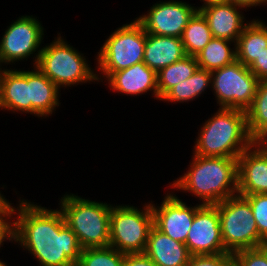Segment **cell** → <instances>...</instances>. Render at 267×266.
<instances>
[{
	"mask_svg": "<svg viewBox=\"0 0 267 266\" xmlns=\"http://www.w3.org/2000/svg\"><path fill=\"white\" fill-rule=\"evenodd\" d=\"M13 216H17L13 241L28 250L41 266H76L82 248L60 209H46L22 199Z\"/></svg>",
	"mask_w": 267,
	"mask_h": 266,
	"instance_id": "6da1fadb",
	"label": "cell"
},
{
	"mask_svg": "<svg viewBox=\"0 0 267 266\" xmlns=\"http://www.w3.org/2000/svg\"><path fill=\"white\" fill-rule=\"evenodd\" d=\"M188 166L186 173L170 183L172 189L192 193L202 200L201 205H216L238 194L237 158L193 154Z\"/></svg>",
	"mask_w": 267,
	"mask_h": 266,
	"instance_id": "7a4b0ae2",
	"label": "cell"
},
{
	"mask_svg": "<svg viewBox=\"0 0 267 266\" xmlns=\"http://www.w3.org/2000/svg\"><path fill=\"white\" fill-rule=\"evenodd\" d=\"M198 135L193 154L202 157L238 159L255 142L248 132L246 111L235 108L219 107Z\"/></svg>",
	"mask_w": 267,
	"mask_h": 266,
	"instance_id": "3957f363",
	"label": "cell"
},
{
	"mask_svg": "<svg viewBox=\"0 0 267 266\" xmlns=\"http://www.w3.org/2000/svg\"><path fill=\"white\" fill-rule=\"evenodd\" d=\"M60 210L65 223L76 234L82 249L107 247L110 241V211L112 204L65 194Z\"/></svg>",
	"mask_w": 267,
	"mask_h": 266,
	"instance_id": "277c9868",
	"label": "cell"
},
{
	"mask_svg": "<svg viewBox=\"0 0 267 266\" xmlns=\"http://www.w3.org/2000/svg\"><path fill=\"white\" fill-rule=\"evenodd\" d=\"M60 35L41 48L36 67L59 89L79 83L98 82L97 72L88 65L84 54L70 46Z\"/></svg>",
	"mask_w": 267,
	"mask_h": 266,
	"instance_id": "5b68a950",
	"label": "cell"
},
{
	"mask_svg": "<svg viewBox=\"0 0 267 266\" xmlns=\"http://www.w3.org/2000/svg\"><path fill=\"white\" fill-rule=\"evenodd\" d=\"M218 209L223 246L228 253L265 245L259 236L249 201L239 194L215 205Z\"/></svg>",
	"mask_w": 267,
	"mask_h": 266,
	"instance_id": "8992f818",
	"label": "cell"
},
{
	"mask_svg": "<svg viewBox=\"0 0 267 266\" xmlns=\"http://www.w3.org/2000/svg\"><path fill=\"white\" fill-rule=\"evenodd\" d=\"M145 42L146 31L136 19L117 28L105 40L96 56V67L102 74V77L97 74V80L103 82V77L106 79L113 72L143 62Z\"/></svg>",
	"mask_w": 267,
	"mask_h": 266,
	"instance_id": "52a82bcc",
	"label": "cell"
},
{
	"mask_svg": "<svg viewBox=\"0 0 267 266\" xmlns=\"http://www.w3.org/2000/svg\"><path fill=\"white\" fill-rule=\"evenodd\" d=\"M153 227L151 203L139 209L130 205H112L109 246L124 254L144 253Z\"/></svg>",
	"mask_w": 267,
	"mask_h": 266,
	"instance_id": "ba28073f",
	"label": "cell"
},
{
	"mask_svg": "<svg viewBox=\"0 0 267 266\" xmlns=\"http://www.w3.org/2000/svg\"><path fill=\"white\" fill-rule=\"evenodd\" d=\"M259 82L238 60L211 72V88L220 108L246 111L253 103Z\"/></svg>",
	"mask_w": 267,
	"mask_h": 266,
	"instance_id": "9c48e42d",
	"label": "cell"
},
{
	"mask_svg": "<svg viewBox=\"0 0 267 266\" xmlns=\"http://www.w3.org/2000/svg\"><path fill=\"white\" fill-rule=\"evenodd\" d=\"M37 17L23 15L10 24L0 41V66L11 64L18 60L28 59L34 54L33 61L36 66L40 52L39 46L44 37V28ZM39 48V50H38Z\"/></svg>",
	"mask_w": 267,
	"mask_h": 266,
	"instance_id": "30bf717a",
	"label": "cell"
},
{
	"mask_svg": "<svg viewBox=\"0 0 267 266\" xmlns=\"http://www.w3.org/2000/svg\"><path fill=\"white\" fill-rule=\"evenodd\" d=\"M149 12L135 18L147 34L181 38L189 20L198 11L183 1H159Z\"/></svg>",
	"mask_w": 267,
	"mask_h": 266,
	"instance_id": "8fae6325",
	"label": "cell"
},
{
	"mask_svg": "<svg viewBox=\"0 0 267 266\" xmlns=\"http://www.w3.org/2000/svg\"><path fill=\"white\" fill-rule=\"evenodd\" d=\"M191 255L228 253L223 246L220 216L215 205H201L185 242Z\"/></svg>",
	"mask_w": 267,
	"mask_h": 266,
	"instance_id": "7c38bea8",
	"label": "cell"
},
{
	"mask_svg": "<svg viewBox=\"0 0 267 266\" xmlns=\"http://www.w3.org/2000/svg\"><path fill=\"white\" fill-rule=\"evenodd\" d=\"M172 193L165 194L160 206L151 203L153 226L173 240L185 244L195 212L201 204L188 206Z\"/></svg>",
	"mask_w": 267,
	"mask_h": 266,
	"instance_id": "4fadbf2b",
	"label": "cell"
},
{
	"mask_svg": "<svg viewBox=\"0 0 267 266\" xmlns=\"http://www.w3.org/2000/svg\"><path fill=\"white\" fill-rule=\"evenodd\" d=\"M238 194L267 193V150L254 142L237 159Z\"/></svg>",
	"mask_w": 267,
	"mask_h": 266,
	"instance_id": "5bb4252c",
	"label": "cell"
},
{
	"mask_svg": "<svg viewBox=\"0 0 267 266\" xmlns=\"http://www.w3.org/2000/svg\"><path fill=\"white\" fill-rule=\"evenodd\" d=\"M239 9L243 7L226 2L211 4L199 11L206 18L213 38L237 42L238 37L248 24Z\"/></svg>",
	"mask_w": 267,
	"mask_h": 266,
	"instance_id": "9a60e30c",
	"label": "cell"
},
{
	"mask_svg": "<svg viewBox=\"0 0 267 266\" xmlns=\"http://www.w3.org/2000/svg\"><path fill=\"white\" fill-rule=\"evenodd\" d=\"M106 80L113 92L139 96V94L147 93V91H153L152 95L159 99L157 72L150 69L144 62L113 72Z\"/></svg>",
	"mask_w": 267,
	"mask_h": 266,
	"instance_id": "2e32d148",
	"label": "cell"
},
{
	"mask_svg": "<svg viewBox=\"0 0 267 266\" xmlns=\"http://www.w3.org/2000/svg\"><path fill=\"white\" fill-rule=\"evenodd\" d=\"M31 114L29 70L1 69L0 110Z\"/></svg>",
	"mask_w": 267,
	"mask_h": 266,
	"instance_id": "e0dca14e",
	"label": "cell"
},
{
	"mask_svg": "<svg viewBox=\"0 0 267 266\" xmlns=\"http://www.w3.org/2000/svg\"><path fill=\"white\" fill-rule=\"evenodd\" d=\"M144 254L157 266H187L191 256L186 244L173 240L154 226L149 232Z\"/></svg>",
	"mask_w": 267,
	"mask_h": 266,
	"instance_id": "ac0fdd59",
	"label": "cell"
},
{
	"mask_svg": "<svg viewBox=\"0 0 267 266\" xmlns=\"http://www.w3.org/2000/svg\"><path fill=\"white\" fill-rule=\"evenodd\" d=\"M186 56L181 38L146 33L143 62L158 72Z\"/></svg>",
	"mask_w": 267,
	"mask_h": 266,
	"instance_id": "d6986e66",
	"label": "cell"
},
{
	"mask_svg": "<svg viewBox=\"0 0 267 266\" xmlns=\"http://www.w3.org/2000/svg\"><path fill=\"white\" fill-rule=\"evenodd\" d=\"M60 90L36 66L29 70V93L31 100V115L49 117L60 105Z\"/></svg>",
	"mask_w": 267,
	"mask_h": 266,
	"instance_id": "ffe728a7",
	"label": "cell"
},
{
	"mask_svg": "<svg viewBox=\"0 0 267 266\" xmlns=\"http://www.w3.org/2000/svg\"><path fill=\"white\" fill-rule=\"evenodd\" d=\"M247 22L236 42V59L249 67L267 48V25L259 19Z\"/></svg>",
	"mask_w": 267,
	"mask_h": 266,
	"instance_id": "44dd1931",
	"label": "cell"
},
{
	"mask_svg": "<svg viewBox=\"0 0 267 266\" xmlns=\"http://www.w3.org/2000/svg\"><path fill=\"white\" fill-rule=\"evenodd\" d=\"M211 71L197 68L192 76L170 88L161 98L167 102H189L198 98L208 87H211Z\"/></svg>",
	"mask_w": 267,
	"mask_h": 266,
	"instance_id": "7402d4cb",
	"label": "cell"
},
{
	"mask_svg": "<svg viewBox=\"0 0 267 266\" xmlns=\"http://www.w3.org/2000/svg\"><path fill=\"white\" fill-rule=\"evenodd\" d=\"M234 43V48L230 45ZM198 67L207 71L220 69L236 59V43L225 39L212 38L196 56Z\"/></svg>",
	"mask_w": 267,
	"mask_h": 266,
	"instance_id": "603a6c76",
	"label": "cell"
},
{
	"mask_svg": "<svg viewBox=\"0 0 267 266\" xmlns=\"http://www.w3.org/2000/svg\"><path fill=\"white\" fill-rule=\"evenodd\" d=\"M247 127L255 142L267 138V79L259 82L252 105L246 110Z\"/></svg>",
	"mask_w": 267,
	"mask_h": 266,
	"instance_id": "cb8c5ba5",
	"label": "cell"
},
{
	"mask_svg": "<svg viewBox=\"0 0 267 266\" xmlns=\"http://www.w3.org/2000/svg\"><path fill=\"white\" fill-rule=\"evenodd\" d=\"M212 38L206 18L197 11L184 28L181 40L186 55L196 56Z\"/></svg>",
	"mask_w": 267,
	"mask_h": 266,
	"instance_id": "d4e9b609",
	"label": "cell"
},
{
	"mask_svg": "<svg viewBox=\"0 0 267 266\" xmlns=\"http://www.w3.org/2000/svg\"><path fill=\"white\" fill-rule=\"evenodd\" d=\"M197 68L196 57L186 55L183 59L159 70L157 72L159 100L170 88L192 76Z\"/></svg>",
	"mask_w": 267,
	"mask_h": 266,
	"instance_id": "484cf974",
	"label": "cell"
},
{
	"mask_svg": "<svg viewBox=\"0 0 267 266\" xmlns=\"http://www.w3.org/2000/svg\"><path fill=\"white\" fill-rule=\"evenodd\" d=\"M124 253L111 246L82 249L76 266H122Z\"/></svg>",
	"mask_w": 267,
	"mask_h": 266,
	"instance_id": "4316f807",
	"label": "cell"
},
{
	"mask_svg": "<svg viewBox=\"0 0 267 266\" xmlns=\"http://www.w3.org/2000/svg\"><path fill=\"white\" fill-rule=\"evenodd\" d=\"M250 203L253 216L256 220L259 236L267 241V193L241 195Z\"/></svg>",
	"mask_w": 267,
	"mask_h": 266,
	"instance_id": "83f0119b",
	"label": "cell"
},
{
	"mask_svg": "<svg viewBox=\"0 0 267 266\" xmlns=\"http://www.w3.org/2000/svg\"><path fill=\"white\" fill-rule=\"evenodd\" d=\"M237 266H267V247L241 250L233 254Z\"/></svg>",
	"mask_w": 267,
	"mask_h": 266,
	"instance_id": "f1b7e54d",
	"label": "cell"
},
{
	"mask_svg": "<svg viewBox=\"0 0 267 266\" xmlns=\"http://www.w3.org/2000/svg\"><path fill=\"white\" fill-rule=\"evenodd\" d=\"M234 257L231 253L213 255H191L187 266H233Z\"/></svg>",
	"mask_w": 267,
	"mask_h": 266,
	"instance_id": "f546056e",
	"label": "cell"
},
{
	"mask_svg": "<svg viewBox=\"0 0 267 266\" xmlns=\"http://www.w3.org/2000/svg\"><path fill=\"white\" fill-rule=\"evenodd\" d=\"M13 212L14 209H0V248L4 241L13 242Z\"/></svg>",
	"mask_w": 267,
	"mask_h": 266,
	"instance_id": "4dcf8cb0",
	"label": "cell"
},
{
	"mask_svg": "<svg viewBox=\"0 0 267 266\" xmlns=\"http://www.w3.org/2000/svg\"><path fill=\"white\" fill-rule=\"evenodd\" d=\"M248 68L260 81L267 79V48Z\"/></svg>",
	"mask_w": 267,
	"mask_h": 266,
	"instance_id": "1f68e13d",
	"label": "cell"
},
{
	"mask_svg": "<svg viewBox=\"0 0 267 266\" xmlns=\"http://www.w3.org/2000/svg\"><path fill=\"white\" fill-rule=\"evenodd\" d=\"M122 266H157L144 253L125 254Z\"/></svg>",
	"mask_w": 267,
	"mask_h": 266,
	"instance_id": "d6a6232c",
	"label": "cell"
},
{
	"mask_svg": "<svg viewBox=\"0 0 267 266\" xmlns=\"http://www.w3.org/2000/svg\"><path fill=\"white\" fill-rule=\"evenodd\" d=\"M229 3L243 7L245 10L252 6H261L264 4V0H228Z\"/></svg>",
	"mask_w": 267,
	"mask_h": 266,
	"instance_id": "836d02e7",
	"label": "cell"
},
{
	"mask_svg": "<svg viewBox=\"0 0 267 266\" xmlns=\"http://www.w3.org/2000/svg\"><path fill=\"white\" fill-rule=\"evenodd\" d=\"M14 208L15 207L12 206V203H10L9 200L7 201V199H5V197L0 192V209H14Z\"/></svg>",
	"mask_w": 267,
	"mask_h": 266,
	"instance_id": "e575fe53",
	"label": "cell"
},
{
	"mask_svg": "<svg viewBox=\"0 0 267 266\" xmlns=\"http://www.w3.org/2000/svg\"><path fill=\"white\" fill-rule=\"evenodd\" d=\"M204 3L202 6L200 7H196L198 8V11L201 9V8H204L208 5H211V4H219V3H226L228 2V0H202Z\"/></svg>",
	"mask_w": 267,
	"mask_h": 266,
	"instance_id": "d590c367",
	"label": "cell"
},
{
	"mask_svg": "<svg viewBox=\"0 0 267 266\" xmlns=\"http://www.w3.org/2000/svg\"><path fill=\"white\" fill-rule=\"evenodd\" d=\"M259 143L267 150V138L260 140Z\"/></svg>",
	"mask_w": 267,
	"mask_h": 266,
	"instance_id": "8d00e7d4",
	"label": "cell"
},
{
	"mask_svg": "<svg viewBox=\"0 0 267 266\" xmlns=\"http://www.w3.org/2000/svg\"><path fill=\"white\" fill-rule=\"evenodd\" d=\"M0 266H7V264L0 260Z\"/></svg>",
	"mask_w": 267,
	"mask_h": 266,
	"instance_id": "74e56055",
	"label": "cell"
}]
</instances>
